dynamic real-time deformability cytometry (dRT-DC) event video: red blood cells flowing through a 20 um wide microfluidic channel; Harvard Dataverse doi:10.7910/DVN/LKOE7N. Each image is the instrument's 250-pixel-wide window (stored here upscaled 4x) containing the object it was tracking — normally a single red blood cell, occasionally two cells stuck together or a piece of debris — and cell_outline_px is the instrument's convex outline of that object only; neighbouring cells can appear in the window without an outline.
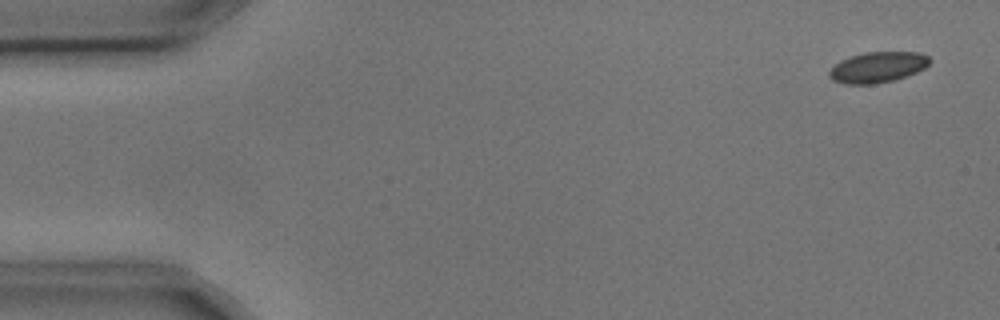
{"species": "common noctule bat (a hibernating species)", "species_latin": "Nyctalus noctula", "temperature_condition": "cold", "stored_images_in_passage": 3, "camera_frame_rate_fps": 3000, "um_per_image_px": 0.085, "animal": {"sex": "male", "body_mass_g": 17.9, "forearm_length_mm": 54.2}, "frame": {"image": 1, "passage_image": 1, "time_ms": 0.0, "image_size_px": [1000, 320], "cell_outline_px": [[932, 60], [924, 68], [916, 72], [896, 80], [872, 84], [848, 84], [832, 80], [828, 76], [828, 72], [840, 60], [864, 52], [920, 52], [928, 56]], "centroid_in_image_um": [74.61, 5.71], "position_along_channel_um": 10.4, "area_um2": 17.98}}